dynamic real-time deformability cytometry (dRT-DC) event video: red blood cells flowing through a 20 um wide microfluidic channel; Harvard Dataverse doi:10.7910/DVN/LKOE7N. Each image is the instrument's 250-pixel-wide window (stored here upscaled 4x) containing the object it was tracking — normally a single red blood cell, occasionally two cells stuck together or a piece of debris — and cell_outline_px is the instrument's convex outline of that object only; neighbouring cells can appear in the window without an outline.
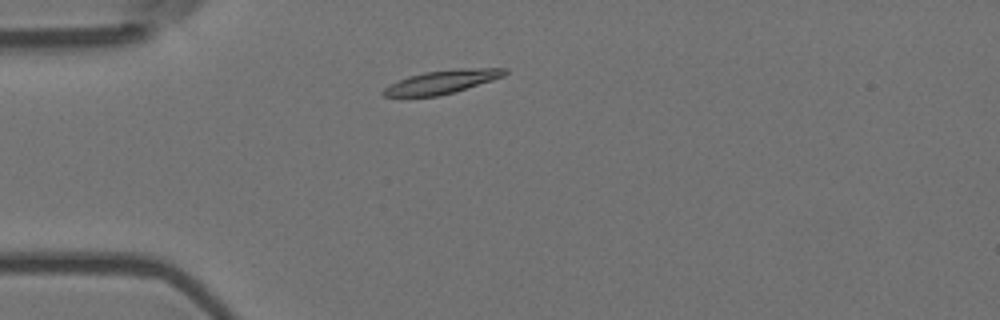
{"species": "Egyptian fruit bat (a non-hibernating species)", "species_latin": "Rousettus aegyptiacus", "temperature_condition": "room temperature", "stored_images_in_passage": 7, "camera_frame_rate_fps": 3000, "um_per_image_px": 0.085, "animal": {"sex": "female"}, "frame": {"image": 1, "passage_image": 2, "time_ms": 0.333, "image_size_px": [1000, 320], "cell_outline_px": [[508, 72], [504, 76], [492, 80], [452, 92], [436, 96], [384, 96], [380, 92], [388, 84], [408, 76], [424, 72], [460, 68], [508, 68]], "centroid_in_image_um": [37.54, 6.94], "position_along_channel_um": 47.5, "area_um2": 16.42}}
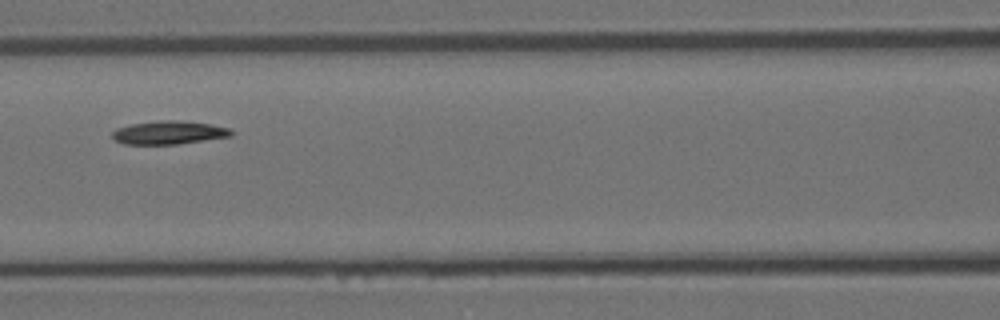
{"frame": {"image": 2, "passage_image": 5, "time_ms": 1.333, "image_size_px": [1000, 320], "cell_outline_px": [[232, 136], [176, 144], [124, 144], [116, 140], [112, 136], [112, 132], [116, 128], [132, 124], [164, 120], [176, 120], [208, 124], [232, 128]], "centroid_in_image_um": [14.36, 11.27], "position_along_channel_um": 152.2, "area_um2": 15.95}}
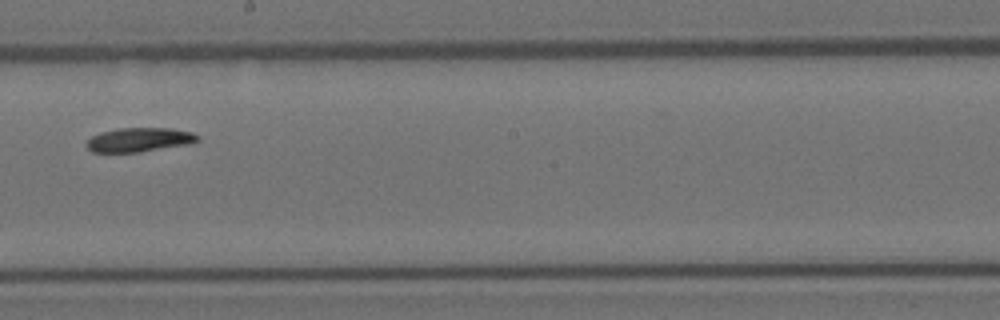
{"frame": {"image": 3, "passage_image": 7, "time_ms": 2.0, "image_size_px": [1000, 320], "cell_outline_px": [[200, 140], [192, 144], [140, 152], [92, 152], [84, 144], [92, 136], [100, 132], [116, 128], [172, 128], [192, 132], [200, 136]], "centroid_in_image_um": [11.87, 11.88], "position_along_channel_um": 236.3, "area_um2": 15.9}}